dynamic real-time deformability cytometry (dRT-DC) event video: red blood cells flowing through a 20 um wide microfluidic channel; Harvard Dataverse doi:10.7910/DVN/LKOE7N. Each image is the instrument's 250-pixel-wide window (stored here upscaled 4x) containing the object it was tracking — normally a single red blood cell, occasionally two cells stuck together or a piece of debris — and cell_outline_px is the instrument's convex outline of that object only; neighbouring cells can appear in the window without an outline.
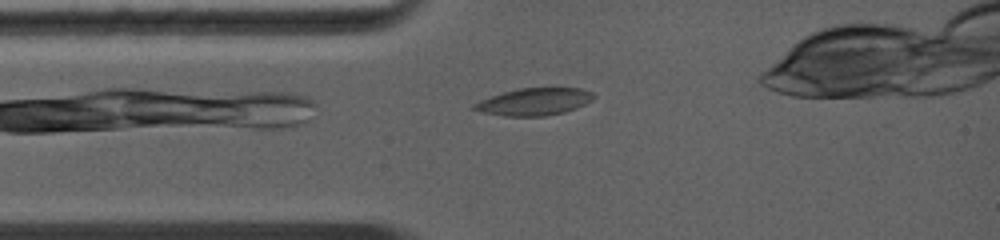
{"species": "common noctule bat (a hibernating species)", "species_latin": "Nyctalus noctula", "temperature_condition": "warm", "stored_images_in_passage": 3, "camera_frame_rate_fps": 5000, "um_per_image_px": 0.085, "animal": {"sex": "female", "body_mass_g": 19.0, "forearm_length_mm": 56.7}, "frame": {"image": 1, "passage_image": 2, "time_ms": 0.4, "image_size_px": [1000, 240], "cell_outline_px": [[596, 96], [592, 100], [576, 108], [564, 112], [544, 116], [504, 116], [484, 112], [472, 108], [472, 104], [480, 100], [504, 92], [520, 88], [580, 88], [592, 92]], "centroid_in_image_um": [45.43, 8.64], "position_along_channel_um": 39.6, "area_um2": 18.79}}